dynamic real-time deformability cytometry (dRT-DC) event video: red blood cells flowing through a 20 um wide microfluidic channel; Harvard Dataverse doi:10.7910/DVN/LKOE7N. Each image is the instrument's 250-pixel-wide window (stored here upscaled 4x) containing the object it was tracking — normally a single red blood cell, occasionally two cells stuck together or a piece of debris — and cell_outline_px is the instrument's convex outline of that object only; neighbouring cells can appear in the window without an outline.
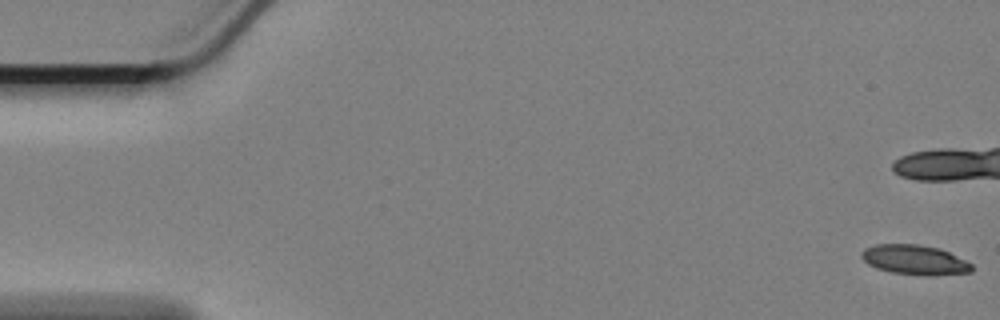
{"species": "Egyptian fruit bat (a non-hibernating species)", "species_latin": "Rousettus aegyptiacus", "temperature_condition": "cold", "stored_images_in_passage": 60, "camera_frame_rate_fps": 3000, "um_per_image_px": 0.085, "animal": {"sex": "female"}, "frame": {"image": 1, "passage_image": 1, "time_ms": 0.0, "image_size_px": [1000, 320], "cell_outline_px": [[972, 272], [932, 276], [892, 272], [876, 268], [868, 264], [860, 256], [860, 252], [864, 248], [876, 244], [916, 244], [940, 248], [972, 264]], "centroid_in_image_um": [77.72, 22.08], "position_along_channel_um": 7.3, "area_um2": 19.07}}
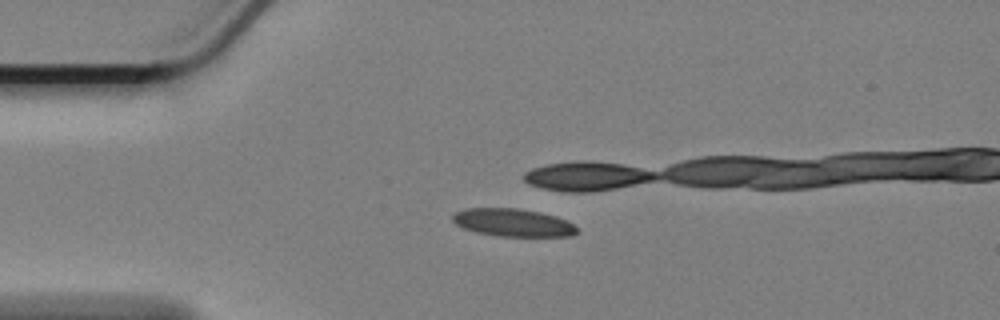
{"frame": {"image": 2, "passage_image": 14, "time_ms": 4.333, "image_size_px": [1000, 320], "cell_outline_px": [[580, 232], [572, 236], [500, 236], [476, 232], [464, 228], [456, 224], [452, 220], [452, 216], [456, 212], [464, 208], [516, 208], [540, 212], [556, 216], [572, 224]], "centroid_in_image_um": [43.6, 18.92], "position_along_channel_um": 41.4, "area_um2": 20.06}, "authors_computed_cell_mechanics": {"area_um2": 19.7965, "velocity_mm_per_s": 3.3929, "shape_relaxation_time_tau1_ms": 10.0153, "shape_relaxation_time_tau2_ms": 10.6942, "deformation_change_tau1": 0.2056, "deformation_change_tau2": 0.1891}}